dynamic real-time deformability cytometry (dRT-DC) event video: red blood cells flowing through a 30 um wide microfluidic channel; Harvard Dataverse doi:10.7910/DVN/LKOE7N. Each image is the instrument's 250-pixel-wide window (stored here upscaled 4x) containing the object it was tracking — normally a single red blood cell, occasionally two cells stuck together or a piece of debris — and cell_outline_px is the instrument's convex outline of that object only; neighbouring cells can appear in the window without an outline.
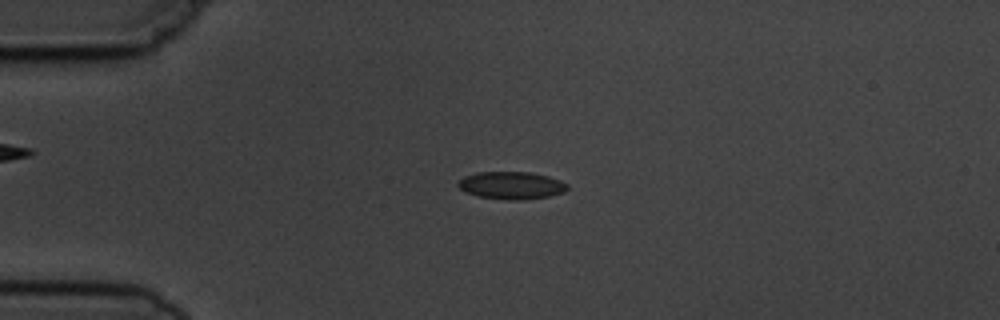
{"species": "common noctule bat (a hibernating species)", "species_latin": "Nyctalus noctula", "temperature_condition": "cold", "stored_images_in_passage": 4, "camera_frame_rate_fps": 3000, "um_per_image_px": 0.085, "animal": {"sex": "male", "body_mass_g": 19.5, "forearm_length_mm": 54.6}, "frame": {"image": 1, "passage_image": 3, "time_ms": 2.333, "image_size_px": [1000, 320], "cell_outline_px": [[568, 188], [564, 192], [548, 196], [524, 200], [508, 200], [480, 196], [464, 192], [456, 184], [464, 176], [476, 172], [528, 172], [548, 176], [560, 180], [568, 184]], "centroid_in_image_um": [43.46, 15.75], "position_along_channel_um": 41.5, "area_um2": 17.51}}